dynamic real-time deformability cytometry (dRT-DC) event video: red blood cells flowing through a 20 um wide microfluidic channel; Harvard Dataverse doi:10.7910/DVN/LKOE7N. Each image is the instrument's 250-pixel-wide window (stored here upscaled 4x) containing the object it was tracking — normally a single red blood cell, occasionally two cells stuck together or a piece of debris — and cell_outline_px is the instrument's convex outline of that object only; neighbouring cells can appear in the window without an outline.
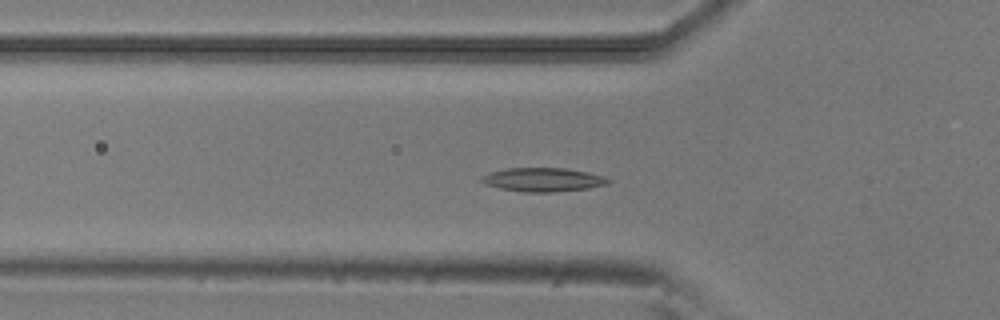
{"species": "common noctule bat (a hibernating species)", "species_latin": "Nyctalus noctula", "temperature_condition": "room temperature", "stored_images_in_passage": 36, "camera_frame_rate_fps": 3000, "um_per_image_px": 0.085, "animal": {"sex": "male", "body_mass_g": 20.5, "forearm_length_mm": 52.5}, "frame": {"image": 1, "passage_image": 11, "time_ms": 3.333, "image_size_px": [1000, 320], "cell_outline_px": [[612, 180], [608, 184], [588, 188], [556, 192], [524, 192], [500, 188], [484, 184], [480, 180], [480, 176], [488, 172], [508, 168], [568, 168], [588, 172], [604, 176]], "centroid_in_image_um": [46.15, 15.27], "position_along_channel_um": 79.7, "area_um2": 17.74}}
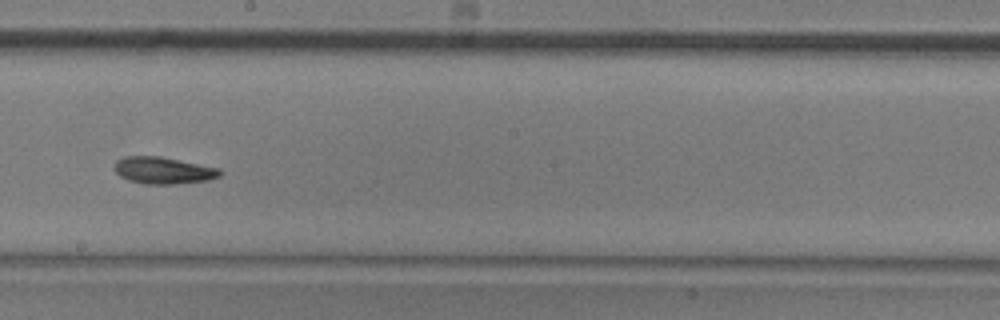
{"frame": {"image": 2, "passage_image": 23, "time_ms": 7.333, "image_size_px": [1000, 320], "cell_outline_px": [[224, 172], [220, 176], [208, 180], [176, 184], [144, 184], [128, 180], [120, 176], [112, 168], [116, 160], [124, 156], [160, 156], [220, 168]], "centroid_in_image_um": [13.87, 14.48], "position_along_channel_um": 234.3, "area_um2": 16.76}}
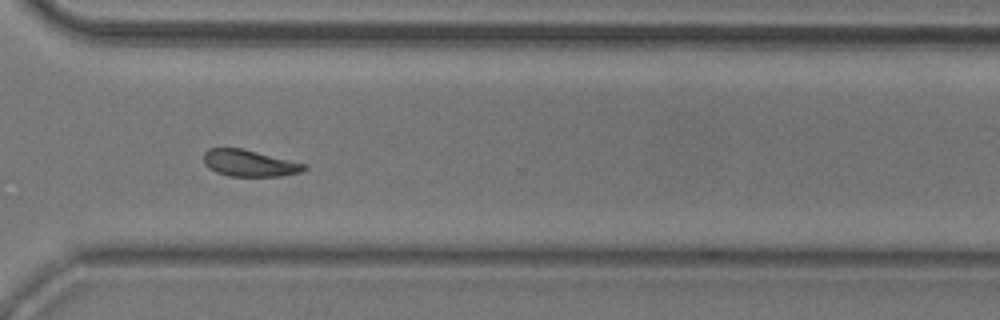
{"frame": {"image": 3, "passage_image": 32, "time_ms": 10.333, "image_size_px": [1000, 320], "cell_outline_px": [[308, 168], [300, 172], [280, 176], [228, 176], [216, 172], [208, 168], [204, 164], [204, 152], [208, 148], [244, 148], [308, 164]], "centroid_in_image_um": [21.21, 13.86], "position_along_channel_um": 349.4, "area_um2": 15.84}, "authors_computed_cell_mechanics": {"area_um2": 16.4152, "velocity_mm_per_s": 3.8503, "shape_relaxation_time_tau1_ms": 3.749, "shape_relaxation_time_tau2_ms": 3.1482, "deformation_change_tau1": 0.1313, "deformation_change_tau2": 0.0982}}